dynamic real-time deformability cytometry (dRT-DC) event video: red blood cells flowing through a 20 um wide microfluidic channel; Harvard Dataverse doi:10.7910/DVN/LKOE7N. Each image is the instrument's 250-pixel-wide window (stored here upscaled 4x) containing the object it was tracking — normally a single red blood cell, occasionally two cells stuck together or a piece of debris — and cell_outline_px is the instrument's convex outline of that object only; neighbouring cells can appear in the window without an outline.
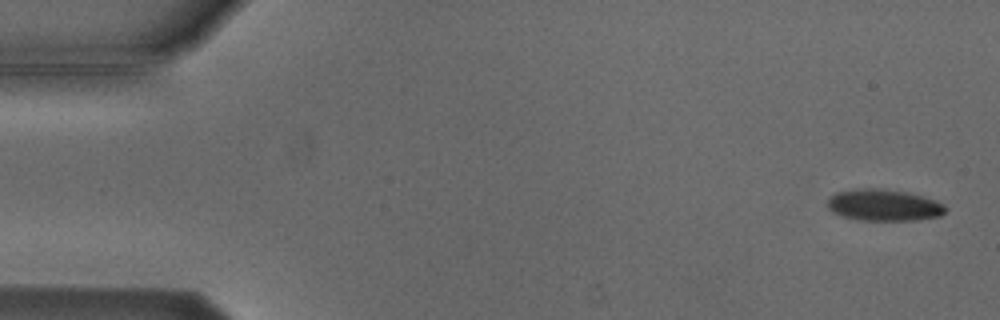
{"species": "Egyptian fruit bat (a non-hibernating species)", "species_latin": "Rousettus aegyptiacus", "temperature_condition": "cold", "stored_images_in_passage": 4, "camera_frame_rate_fps": 3000, "um_per_image_px": 0.085, "animal": {"sex": "male"}, "frame": {"image": 1, "passage_image": 1, "time_ms": 0.0, "image_size_px": [1000, 320], "cell_outline_px": [[948, 208], [940, 216], [916, 220], [860, 220], [844, 216], [832, 212], [828, 208], [828, 200], [836, 192], [864, 188], [876, 188], [904, 192], [936, 200], [944, 204]], "centroid_in_image_um": [75.14, 17.44], "position_along_channel_um": 9.9, "area_um2": 21.44}}